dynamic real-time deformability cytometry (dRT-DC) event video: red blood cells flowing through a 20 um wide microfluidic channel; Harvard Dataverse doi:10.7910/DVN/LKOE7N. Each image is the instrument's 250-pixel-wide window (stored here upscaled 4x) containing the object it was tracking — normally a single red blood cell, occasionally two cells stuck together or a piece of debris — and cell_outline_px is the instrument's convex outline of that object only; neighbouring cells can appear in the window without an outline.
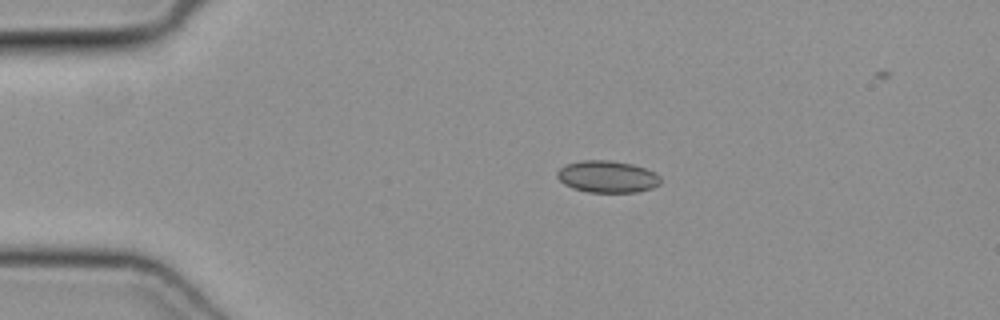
{"species": "common noctule bat (a hibernating species)", "species_latin": "Nyctalus noctula", "temperature_condition": "cold", "stored_images_in_passage": 38, "camera_frame_rate_fps": 3000, "um_per_image_px": 0.085, "animal": {"sex": "female", "body_mass_g": 19.3, "forearm_length_mm": 54.1}, "frame": {"image": 1, "passage_image": 1, "time_ms": 0.0, "image_size_px": [1000, 320], "cell_outline_px": [[660, 184], [652, 188], [636, 192], [588, 192], [572, 188], [564, 184], [556, 176], [556, 172], [564, 164], [580, 160], [608, 160], [632, 164], [656, 172], [660, 176]], "centroid_in_image_um": [51.6, 15.01], "position_along_channel_um": 33.4, "area_um2": 19.36}}
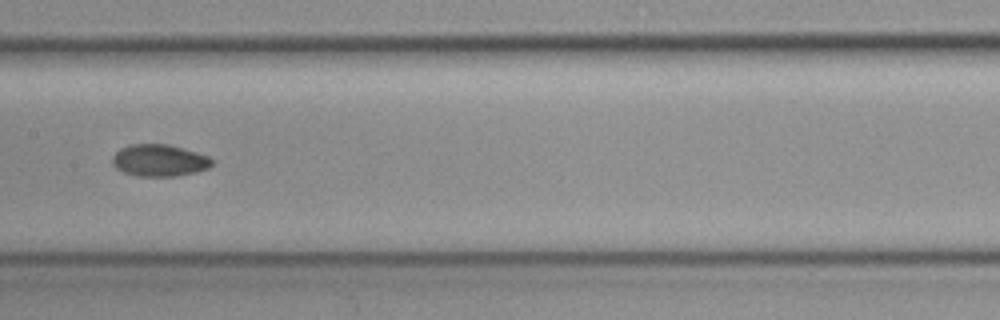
{"frame": {"image": 2, "passage_image": 16, "time_ms": 5.0, "image_size_px": [1000, 320], "cell_outline_px": [[212, 164], [208, 168], [196, 172], [176, 176], [136, 176], [124, 172], [116, 168], [112, 164], [112, 156], [120, 148], [128, 144], [168, 144], [196, 152], [208, 156], [212, 160]], "centroid_in_image_um": [13.51, 13.63], "position_along_channel_um": 193.9, "area_um2": 18.55}}
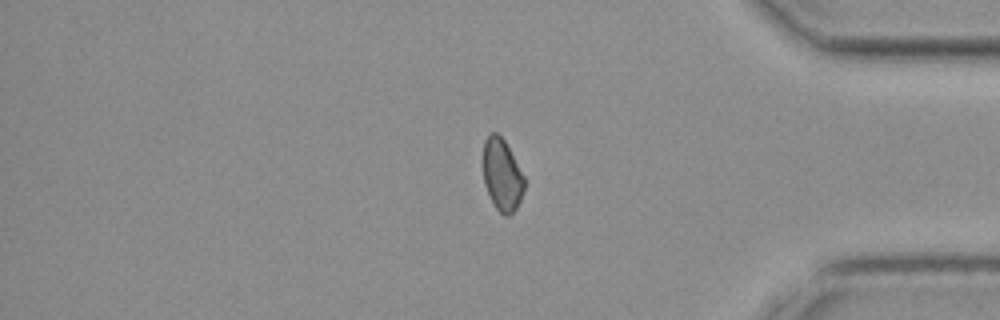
{"frame": {"image": 3, "passage_image": 32, "time_ms": 10.333, "image_size_px": [1000, 320], "cell_outline_px": [[524, 188], [520, 200], [516, 208], [508, 216], [504, 216], [496, 208], [484, 184], [484, 140], [492, 132], [496, 132], [504, 140], [524, 176]], "centroid_in_image_um": [42.68, 14.87], "position_along_channel_um": 392.5, "area_um2": 16.88}}